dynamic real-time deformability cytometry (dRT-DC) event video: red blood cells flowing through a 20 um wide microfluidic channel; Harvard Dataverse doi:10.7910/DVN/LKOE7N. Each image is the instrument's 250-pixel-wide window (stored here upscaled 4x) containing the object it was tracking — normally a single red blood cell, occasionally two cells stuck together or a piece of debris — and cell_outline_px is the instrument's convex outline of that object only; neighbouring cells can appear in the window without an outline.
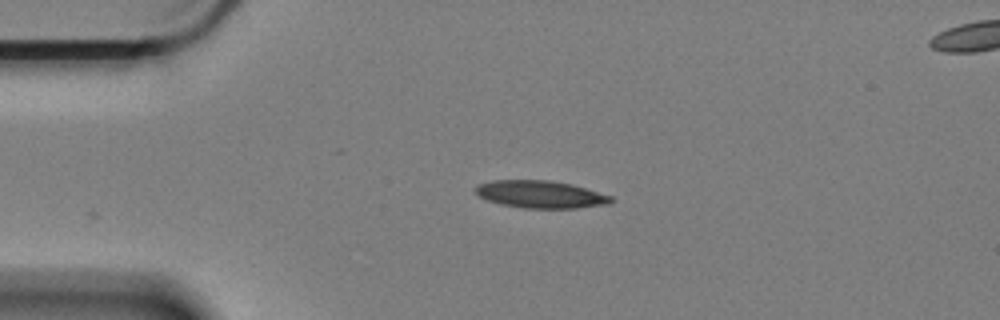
{"species": "Egyptian fruit bat (a non-hibernating species)", "species_latin": "Rousettus aegyptiacus", "temperature_condition": "cold", "stored_images_in_passage": 24, "camera_frame_rate_fps": 3000, "um_per_image_px": 0.085, "animal": {"sex": "female"}, "frame": {"image": 1, "passage_image": 1, "time_ms": 0.0, "image_size_px": [1000, 320], "cell_outline_px": [[616, 200], [608, 204], [576, 208], [524, 208], [500, 204], [488, 200], [480, 196], [476, 192], [476, 184], [492, 180], [552, 180], [572, 184], [612, 196]], "centroid_in_image_um": [45.97, 16.51], "position_along_channel_um": 39.0, "area_um2": 21.73}}
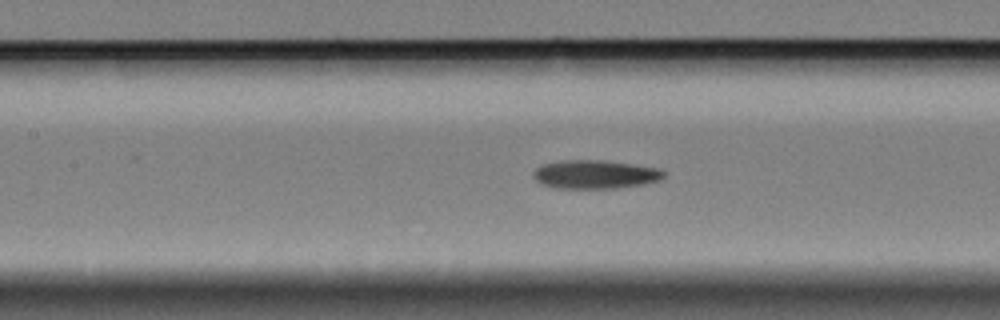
{"frame": {"image": 2, "passage_image": 14, "time_ms": 4.333, "image_size_px": [1000, 320], "cell_outline_px": [[668, 172], [660, 180], [644, 184], [616, 188], [556, 188], [540, 184], [532, 176], [532, 172], [536, 168], [544, 164], [564, 160], [604, 160], [660, 168]], "centroid_in_image_um": [50.6, 14.82], "position_along_channel_um": 156.8, "area_um2": 21.91}}
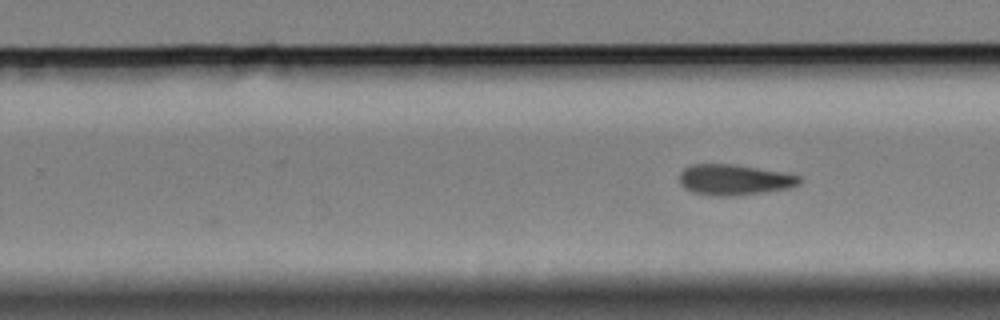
{"frame": {"image": 3, "passage_image": 24, "time_ms": 7.667, "image_size_px": [1000, 320], "cell_outline_px": [[800, 184], [788, 188], [740, 196], [708, 196], [692, 192], [684, 188], [680, 184], [680, 172], [684, 168], [692, 164], [732, 164], [780, 172], [800, 176]], "centroid_in_image_um": [62.36, 15.3], "position_along_channel_um": 267.4, "area_um2": 21.5}}